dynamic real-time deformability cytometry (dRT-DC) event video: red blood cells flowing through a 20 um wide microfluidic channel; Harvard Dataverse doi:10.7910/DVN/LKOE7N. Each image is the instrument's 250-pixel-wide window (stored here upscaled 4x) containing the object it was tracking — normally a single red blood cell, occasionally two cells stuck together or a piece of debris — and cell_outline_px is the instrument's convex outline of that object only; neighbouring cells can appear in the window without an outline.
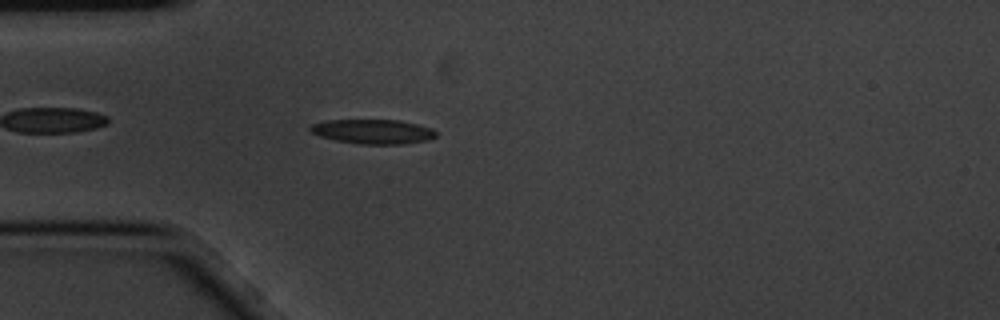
{"species": "common noctule bat (a hibernating species)", "species_latin": "Nyctalus noctula", "temperature_condition": "cold", "stored_images_in_passage": 1, "camera_frame_rate_fps": 3000, "um_per_image_px": 0.085, "animal": {"sex": "male", "body_mass_g": 20.1, "forearm_length_mm": 53.5}, "frame": {"image": 1, "passage_image": 1, "time_ms": 0.0, "image_size_px": [1000, 320], "cell_outline_px": [[436, 136], [428, 140], [400, 144], [360, 144], [336, 140], [320, 136], [312, 132], [308, 128], [312, 124], [324, 120], [400, 120], [432, 128], [436, 132]], "centroid_in_image_um": [31.69, 11.18], "position_along_channel_um": 53.3, "area_um2": 17.86}}